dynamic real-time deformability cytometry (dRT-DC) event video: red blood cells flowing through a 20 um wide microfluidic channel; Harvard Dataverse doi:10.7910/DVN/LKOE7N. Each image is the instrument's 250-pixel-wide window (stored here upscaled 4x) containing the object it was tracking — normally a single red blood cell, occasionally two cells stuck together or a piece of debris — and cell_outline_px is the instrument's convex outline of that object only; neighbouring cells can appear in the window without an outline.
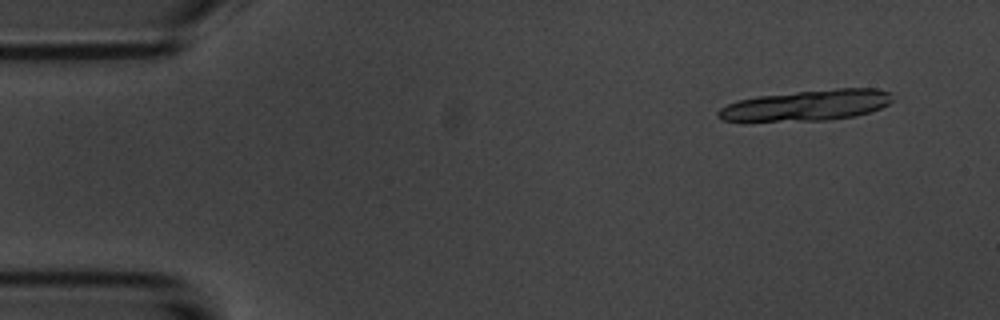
{"species": "common noctule bat (a hibernating species)", "species_latin": "Nyctalus noctula", "temperature_condition": "room temperature", "stored_images_in_passage": 30, "camera_frame_rate_fps": 3000, "um_per_image_px": 0.085, "animal": {"sex": "male", "body_mass_g": 20.1, "forearm_length_mm": 53.5}, "frame": {"image": 1, "passage_image": 4, "time_ms": 1.0, "image_size_px": [1000, 320], "cell_outline_px": [[892, 100], [888, 104], [880, 108], [856, 116], [828, 120], [720, 120], [716, 116], [716, 112], [720, 108], [728, 104], [740, 100], [760, 96], [796, 92], [836, 88], [876, 88], [892, 92]], "centroid_in_image_um": [68.64, 8.94], "position_along_channel_um": 16.4, "area_um2": 30.81}}